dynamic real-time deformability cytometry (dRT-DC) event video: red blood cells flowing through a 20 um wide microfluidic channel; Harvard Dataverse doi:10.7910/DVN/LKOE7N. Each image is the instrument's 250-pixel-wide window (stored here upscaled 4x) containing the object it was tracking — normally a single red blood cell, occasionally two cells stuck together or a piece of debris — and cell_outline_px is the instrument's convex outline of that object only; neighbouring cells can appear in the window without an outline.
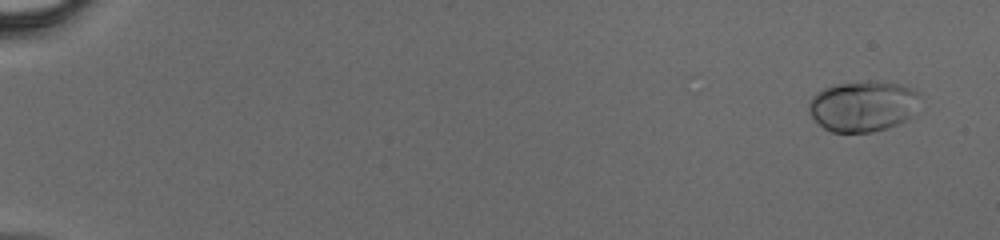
{"species": "human", "species_latin": "Homo sapiens", "temperature_condition": "cold", "stored_images_in_passage": 45, "camera_frame_rate_fps": 3000, "um_per_image_px": 0.085, "donor": {"sex": "male"}, "frame": {"image": 1, "passage_image": 1, "time_ms": 0.0, "image_size_px": [1000, 240], "cell_outline_px": [[920, 96], [908, 116], [904, 120], [896, 124], [872, 132], [832, 132], [824, 128], [808, 112], [808, 104], [812, 96], [816, 92], [824, 88], [836, 84], [868, 80], [876, 80], [900, 84], [916, 92]], "centroid_in_image_um": [73.27, 9.0], "position_along_channel_um": 11.7, "area_um2": 32.43}}
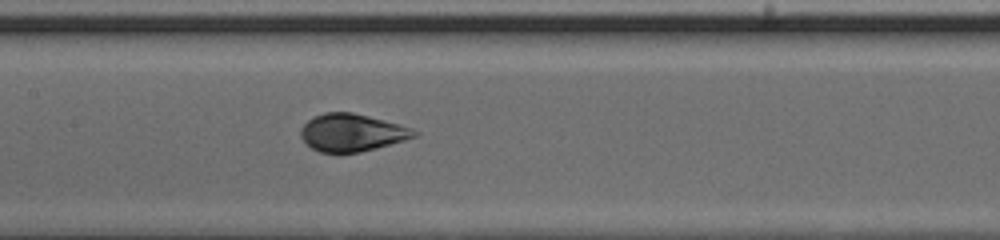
{"frame": {"image": 2, "passage_image": 24, "time_ms": 7.667, "image_size_px": [1000, 240], "cell_outline_px": [[420, 132], [416, 136], [404, 140], [376, 148], [360, 152], [320, 152], [312, 148], [300, 136], [300, 128], [308, 120], [324, 112], [352, 112], [368, 116], [396, 124]], "centroid_in_image_um": [29.87, 11.27], "position_along_channel_um": 177.5, "area_um2": 24.33}}
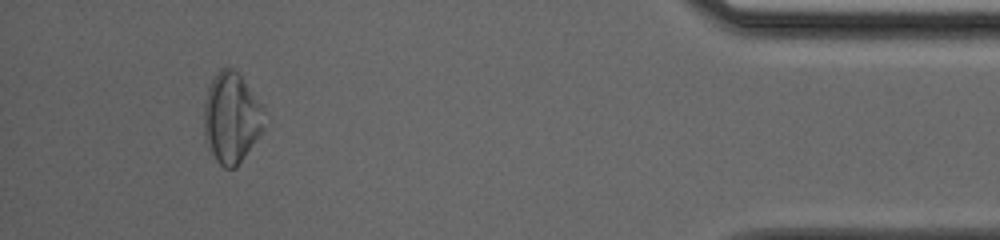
{"frame": {"image": 3, "passage_image": 43, "time_ms": 14.0, "image_size_px": [1000, 240], "cell_outline_px": [[264, 128], [236, 168], [224, 168], [216, 160], [208, 148], [204, 136], [204, 104], [208, 88], [212, 80], [220, 68], [232, 68], [240, 76], [260, 104]], "centroid_in_image_um": [19.62, 10.05], "position_along_channel_um": 415.6, "area_um2": 31.1}}